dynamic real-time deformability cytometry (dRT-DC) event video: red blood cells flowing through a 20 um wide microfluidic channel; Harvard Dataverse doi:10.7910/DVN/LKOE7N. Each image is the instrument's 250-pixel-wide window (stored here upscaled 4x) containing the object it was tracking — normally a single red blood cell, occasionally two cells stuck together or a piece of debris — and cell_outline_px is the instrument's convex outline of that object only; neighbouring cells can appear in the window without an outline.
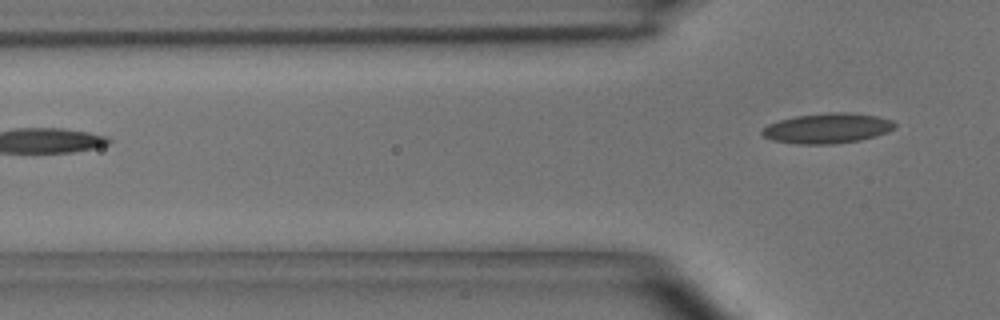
{"species": "common noctule bat (a hibernating species)", "species_latin": "Nyctalus noctula", "temperature_condition": "room temperature", "stored_images_in_passage": 2, "camera_frame_rate_fps": 3000, "um_per_image_px": 0.085, "animal": {"sex": "male", "body_mass_g": 15.6}, "frame": {"image": 1, "passage_image": 2, "time_ms": 1.333, "image_size_px": [1000, 320], "cell_outline_px": [[896, 128], [888, 132], [876, 136], [860, 140], [832, 144], [796, 144], [772, 140], [764, 136], [760, 132], [768, 124], [780, 120], [796, 116], [832, 112], [848, 112], [876, 116], [892, 120], [896, 124]], "centroid_in_image_um": [70.35, 10.91], "position_along_channel_um": 55.5, "area_um2": 23.29}}